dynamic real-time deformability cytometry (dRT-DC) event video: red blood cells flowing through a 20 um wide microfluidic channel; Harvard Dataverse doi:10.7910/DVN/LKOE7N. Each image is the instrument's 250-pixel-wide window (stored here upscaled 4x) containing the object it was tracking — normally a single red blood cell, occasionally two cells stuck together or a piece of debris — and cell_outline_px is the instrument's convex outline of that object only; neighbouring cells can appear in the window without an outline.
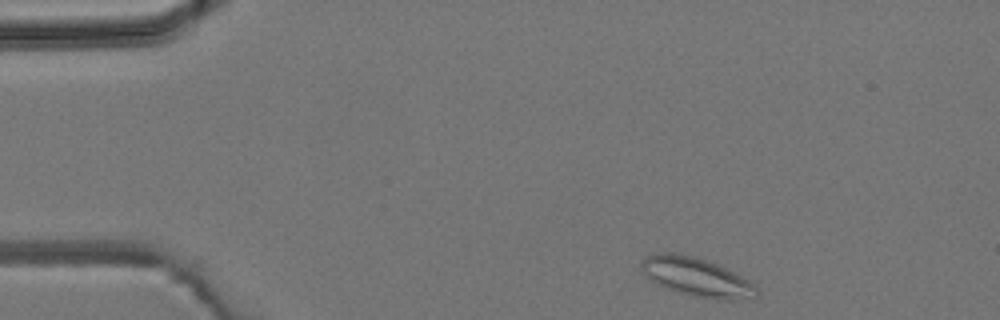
{"species": "common noctule bat (a hibernating species)", "species_latin": "Nyctalus noctula", "temperature_condition": "room temperature", "stored_images_in_passage": 3, "camera_frame_rate_fps": 3000, "um_per_image_px": 0.085, "animal": {"sex": "male", "body_mass_g": 19.2, "forearm_length_mm": 51.8}, "frame": {"image": 1, "passage_image": 1, "time_ms": 0.0, "image_size_px": [1000, 320], "cell_outline_px": [[760, 292], [756, 296], [732, 300], [716, 300], [692, 296], [676, 292], [656, 284], [648, 280], [640, 268], [640, 260], [644, 256], [656, 252], [672, 252], [696, 256], [736, 272], [756, 284]], "centroid_in_image_um": [59.17, 23.54], "position_along_channel_um": 25.8, "area_um2": 26.82}}